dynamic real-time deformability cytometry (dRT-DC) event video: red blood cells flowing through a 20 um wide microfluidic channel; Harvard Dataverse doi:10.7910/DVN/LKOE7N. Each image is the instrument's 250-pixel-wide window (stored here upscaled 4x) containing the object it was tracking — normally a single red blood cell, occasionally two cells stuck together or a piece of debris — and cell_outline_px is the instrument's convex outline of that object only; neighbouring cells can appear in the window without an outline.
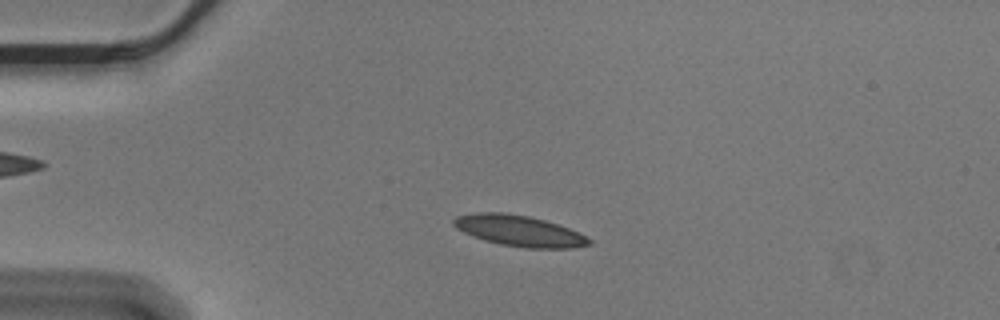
{"species": "Egyptian fruit bat (a non-hibernating species)", "species_latin": "Rousettus aegyptiacus", "temperature_condition": "cold", "stored_images_in_passage": 55, "camera_frame_rate_fps": 3000, "um_per_image_px": 0.085, "animal": {"sex": "male"}, "frame": {"image": 1, "passage_image": 12, "time_ms": 3.667, "image_size_px": [1000, 320], "cell_outline_px": [[592, 244], [572, 248], [524, 248], [500, 244], [484, 240], [464, 232], [456, 228], [452, 224], [452, 220], [456, 216], [476, 212], [504, 212], [528, 216], [544, 220], [580, 232], [592, 240]], "centroid_in_image_um": [44.13, 19.62], "position_along_channel_um": 40.9, "area_um2": 24.45}}
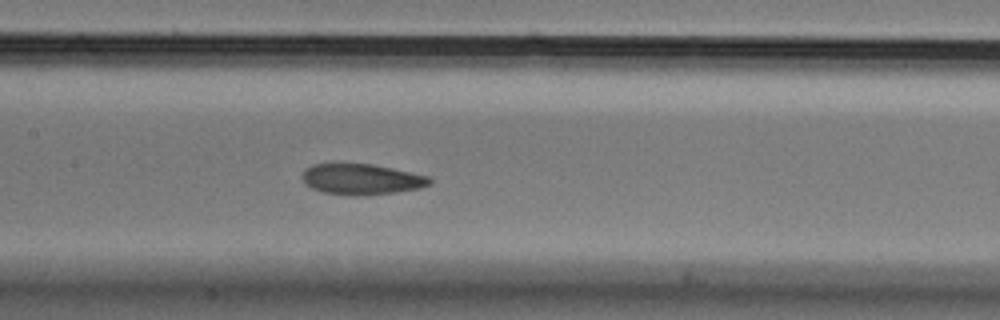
{"frame": {"image": 2, "passage_image": 26, "time_ms": 8.333, "image_size_px": [1000, 320], "cell_outline_px": [[432, 184], [420, 188], [364, 196], [352, 196], [324, 192], [312, 188], [304, 184], [304, 168], [312, 164], [332, 160], [372, 164], [392, 168], [428, 176], [432, 180]], "centroid_in_image_um": [30.66, 15.19], "position_along_channel_um": 176.7, "area_um2": 23.58}}
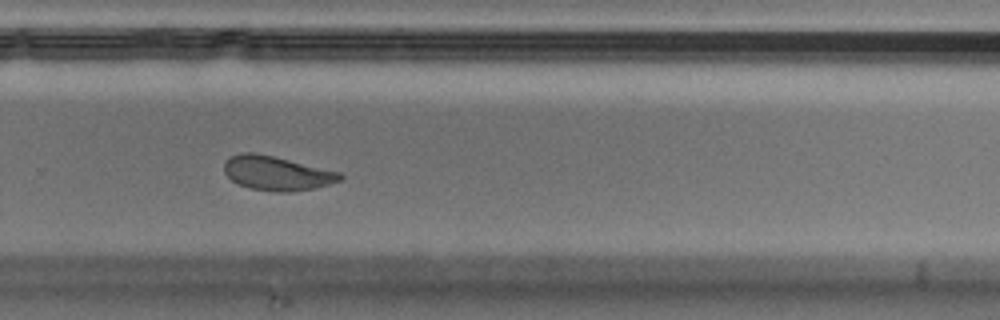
{"frame": {"image": 3, "passage_image": 37, "time_ms": 12.0, "image_size_px": [1000, 320], "cell_outline_px": [[344, 176], [340, 180], [316, 188], [288, 192], [276, 192], [252, 188], [240, 184], [232, 180], [224, 172], [224, 164], [228, 156], [240, 152], [256, 152], [340, 172]], "centroid_in_image_um": [23.5, 14.71], "position_along_channel_um": 306.3, "area_um2": 23.0}, "authors_computed_cell_mechanics": {"area_um2": 23.6402, "velocity_mm_per_s": 3.5469, "shape_relaxation_time_tau1_ms": 8.2545, "shape_relaxation_time_tau2_ms": 1.2798, "deformation_change_tau1": 0.1875, "deformation_change_tau2": 0.0608}}